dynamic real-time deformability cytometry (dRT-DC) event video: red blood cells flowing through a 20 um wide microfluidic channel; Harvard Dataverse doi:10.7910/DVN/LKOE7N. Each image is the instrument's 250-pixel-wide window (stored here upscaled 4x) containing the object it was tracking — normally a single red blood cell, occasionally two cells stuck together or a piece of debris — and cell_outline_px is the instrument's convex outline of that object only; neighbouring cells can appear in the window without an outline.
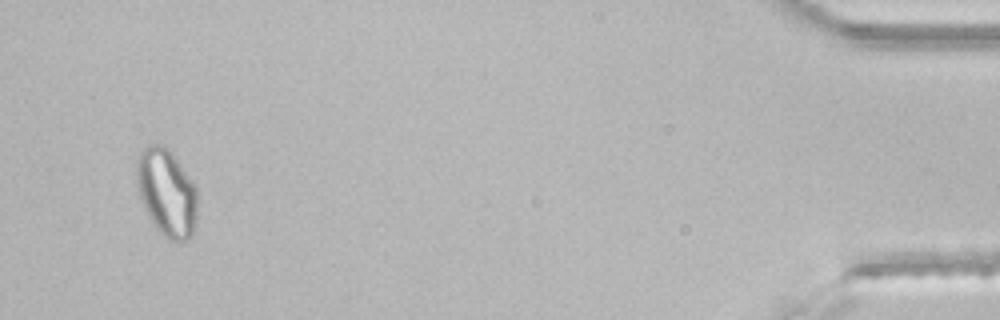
{"species": "common noctule bat (a hibernating species)", "species_latin": "Nyctalus noctula", "temperature_condition": "room temperature", "stored_images_in_passage": 46, "segment_of_instrument_passage": [2, 2], "camera_frame_rate_fps": 3000, "um_per_image_px": 0.085, "animal": {"sex": "male", "body_mass_g": 21.5, "forearm_length_mm": 52.0}, "frame": {"image": 1, "passage_image": 44, "time_ms": 14.333, "image_size_px": [1000, 320], "cell_outline_px": [[196, 224], [192, 236], [188, 240], [180, 244], [168, 240], [156, 228], [148, 216], [140, 200], [136, 184], [136, 160], [140, 148], [148, 144], [160, 144], [168, 148], [176, 156], [196, 184]], "centroid_in_image_um": [14.16, 16.36], "position_along_channel_um": 421.0, "area_um2": 32.02}}